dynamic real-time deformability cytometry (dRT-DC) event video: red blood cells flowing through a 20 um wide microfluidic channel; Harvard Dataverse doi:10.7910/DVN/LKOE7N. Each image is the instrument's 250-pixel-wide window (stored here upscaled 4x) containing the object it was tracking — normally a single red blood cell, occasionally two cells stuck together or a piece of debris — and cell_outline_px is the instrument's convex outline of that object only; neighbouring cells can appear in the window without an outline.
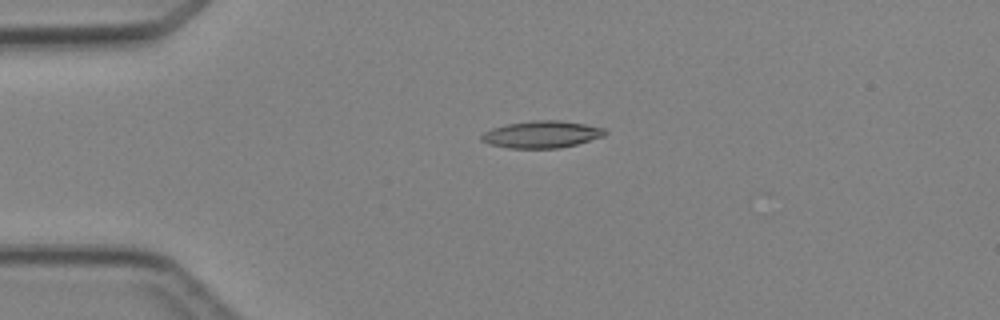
{"species": "Egyptian fruit bat (a non-hibernating species)", "species_latin": "Rousettus aegyptiacus", "temperature_condition": "cold", "stored_images_in_passage": 4, "camera_frame_rate_fps": 3000, "um_per_image_px": 0.085, "animal": {"sex": "female"}, "frame": {"image": 1, "passage_image": 4, "time_ms": 3.333, "image_size_px": [1000, 320], "cell_outline_px": [[608, 132], [604, 136], [576, 144], [560, 148], [508, 148], [488, 144], [480, 140], [480, 136], [484, 132], [492, 128], [508, 124], [532, 120], [556, 120], [584, 124], [604, 128]], "centroid_in_image_um": [46.02, 11.43], "position_along_channel_um": 39.0, "area_um2": 19.42}}